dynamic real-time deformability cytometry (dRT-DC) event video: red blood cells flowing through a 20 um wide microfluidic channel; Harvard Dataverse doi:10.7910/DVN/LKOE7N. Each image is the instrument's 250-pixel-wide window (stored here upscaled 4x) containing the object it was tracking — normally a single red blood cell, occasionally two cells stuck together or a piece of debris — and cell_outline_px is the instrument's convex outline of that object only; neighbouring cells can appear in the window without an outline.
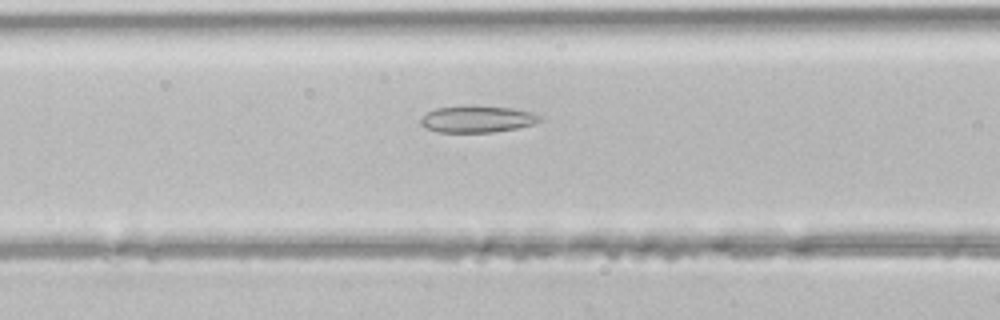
{"species": "common noctule bat (a hibernating species)", "species_latin": "Nyctalus noctula", "temperature_condition": "room temperature", "stored_images_in_passage": 36, "camera_frame_rate_fps": 3000, "um_per_image_px": 0.085, "animal": {"sex": "male", "body_mass_g": 21.5, "forearm_length_mm": 52.0}, "frame": {"image": 1, "passage_image": 9, "time_ms": 2.667, "image_size_px": [1000, 320], "cell_outline_px": [[544, 116], [540, 120], [532, 124], [516, 128], [492, 132], [440, 132], [428, 128], [420, 124], [420, 120], [428, 112], [436, 108], [464, 104], [476, 104], [512, 108], [532, 112]], "centroid_in_image_um": [40.58, 10.08], "position_along_channel_um": 126.0, "area_um2": 18.84}}
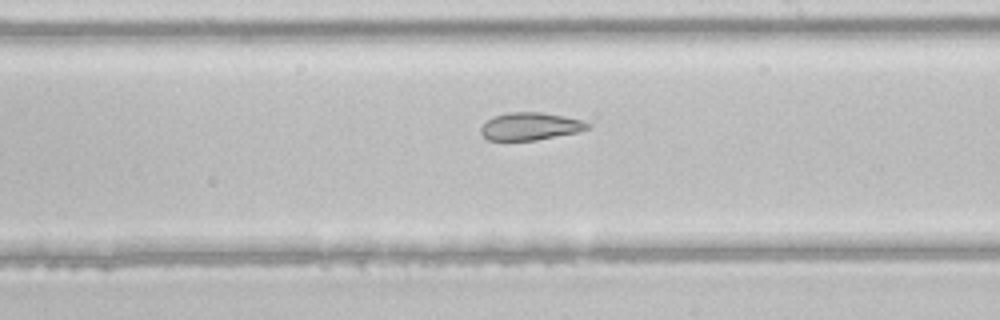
{"frame": {"image": 2, "passage_image": 17, "time_ms": 5.333, "image_size_px": [1000, 320], "cell_outline_px": [[592, 124], [588, 128], [576, 132], [536, 140], [488, 140], [480, 132], [480, 128], [488, 120], [496, 116], [508, 112], [544, 112], [584, 120]], "centroid_in_image_um": [45.1, 10.73], "position_along_channel_um": 243.9, "area_um2": 17.05}}
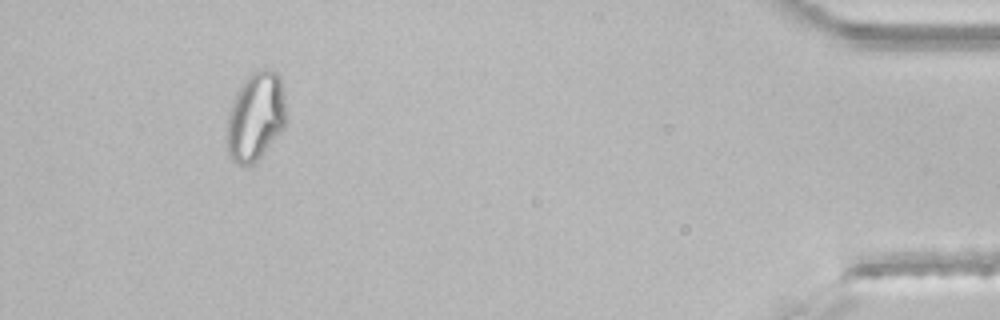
{"frame": {"image": 3, "passage_image": 33, "time_ms": 10.667, "image_size_px": [1000, 320], "cell_outline_px": [[284, 128], [260, 156], [252, 164], [236, 164], [228, 156], [228, 112], [236, 92], [244, 80], [256, 68], [264, 68], [276, 72], [280, 76], [284, 96]], "centroid_in_image_um": [21.71, 9.87], "position_along_channel_um": 413.5, "area_um2": 30.17}}